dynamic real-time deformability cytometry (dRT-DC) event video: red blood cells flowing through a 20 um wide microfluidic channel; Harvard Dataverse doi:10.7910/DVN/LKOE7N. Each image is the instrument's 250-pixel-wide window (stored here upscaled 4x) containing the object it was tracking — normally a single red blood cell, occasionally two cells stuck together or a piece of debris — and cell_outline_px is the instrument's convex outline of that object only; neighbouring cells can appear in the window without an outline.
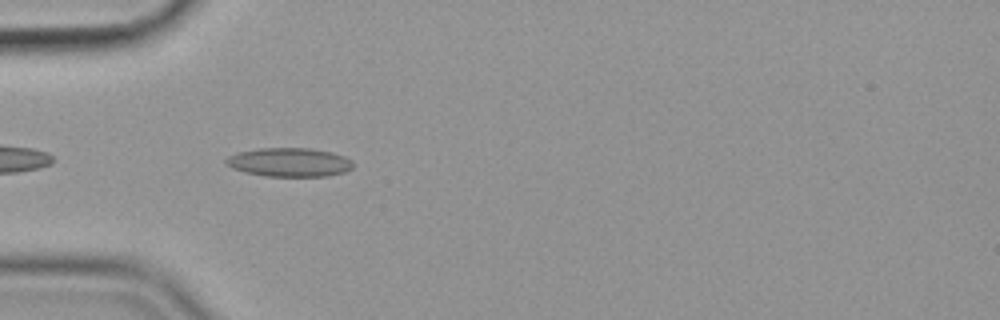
{"species": "common noctule bat (a hibernating species)", "species_latin": "Nyctalus noctula", "temperature_condition": "cold", "stored_images_in_passage": 42, "camera_frame_rate_fps": 3000, "um_per_image_px": 0.085, "animal": {"sex": "female", "body_mass_g": 19.9}, "frame": {"image": 1, "passage_image": 3, "time_ms": 0.667, "image_size_px": [1000, 320], "cell_outline_px": [[352, 168], [344, 172], [328, 176], [268, 176], [248, 172], [232, 168], [224, 164], [224, 160], [228, 156], [236, 152], [260, 148], [308, 148], [332, 152], [344, 156], [352, 160]], "centroid_in_image_um": [24.58, 13.78], "position_along_channel_um": 60.4, "area_um2": 21.33}}
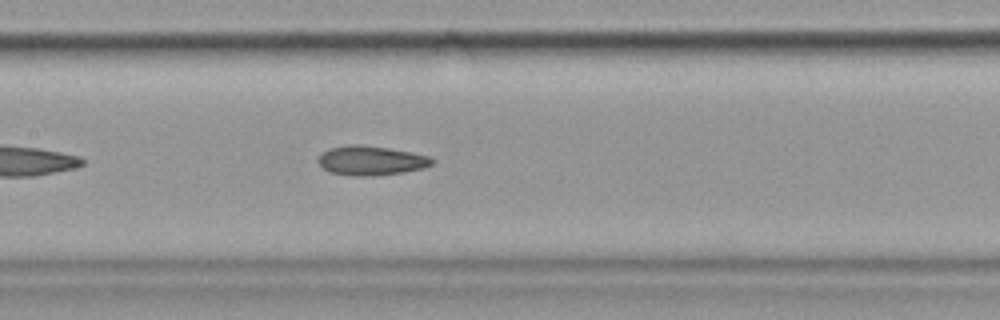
{"frame": {"image": 2, "passage_image": 13, "time_ms": 4.0, "image_size_px": [1000, 320], "cell_outline_px": [[436, 160], [432, 164], [424, 168], [404, 172], [364, 176], [356, 176], [332, 172], [324, 168], [320, 164], [320, 156], [324, 152], [332, 148], [348, 144], [360, 144], [388, 148], [412, 152], [432, 156]], "centroid_in_image_um": [31.63, 13.63], "position_along_channel_um": 175.8, "area_um2": 19.25}}
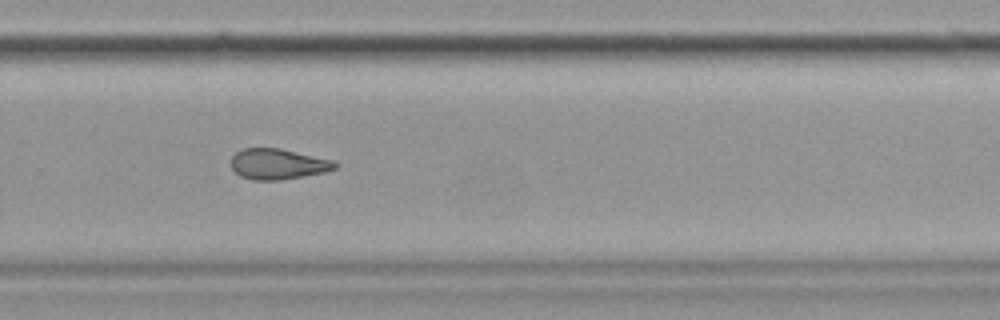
{"frame": {"image": 3, "passage_image": 24, "time_ms": 7.667, "image_size_px": [1000, 320], "cell_outline_px": [[340, 164], [336, 168], [324, 172], [280, 180], [252, 180], [240, 176], [232, 168], [232, 156], [236, 152], [244, 148], [280, 148], [332, 160]], "centroid_in_image_um": [23.62, 13.94], "position_along_channel_um": 306.2, "area_um2": 18.44}, "authors_computed_cell_mechanics": {"area_um2": 19.3341, "velocity_mm_per_s": 3.5743, "shape_relaxation_time_tau1_ms": null, "shape_relaxation_time_tau2_ms": 4.1466, "deformation_change_tau1": null, "deformation_change_tau2": 0.1113}}